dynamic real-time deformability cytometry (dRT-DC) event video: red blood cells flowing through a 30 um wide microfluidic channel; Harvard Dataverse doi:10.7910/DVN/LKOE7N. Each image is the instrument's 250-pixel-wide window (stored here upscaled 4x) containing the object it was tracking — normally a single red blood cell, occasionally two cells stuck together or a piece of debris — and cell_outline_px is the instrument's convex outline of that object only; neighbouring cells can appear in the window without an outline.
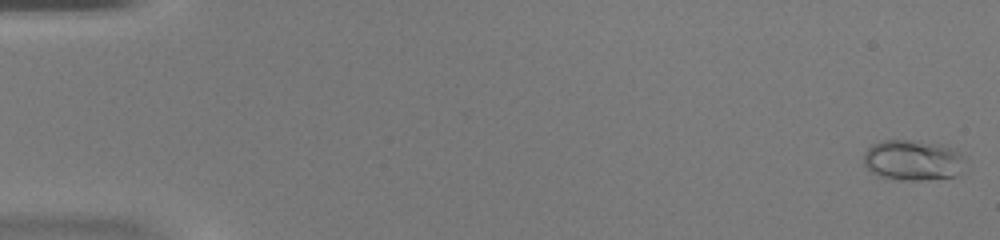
{"species": "common noctule bat (a hibernating species)", "species_latin": "Nyctalus noctula", "temperature_condition": "warm", "stored_images_in_passage": 48, "camera_frame_rate_fps": 3000, "um_per_image_px": 0.085, "animal": {"sex": "female", "body_mass_g": 20.0, "forearm_length_mm": 54.0}, "frame": {"image": 1, "passage_image": 1, "time_ms": 0.0, "image_size_px": [1000, 240], "cell_outline_px": [[960, 172], [952, 176], [920, 180], [900, 180], [880, 176], [872, 172], [864, 164], [864, 152], [872, 144], [884, 140], [912, 140], [944, 144], [956, 148], [960, 152]], "centroid_in_image_um": [77.54, 13.59], "position_along_channel_um": 7.5, "area_um2": 23.7}}
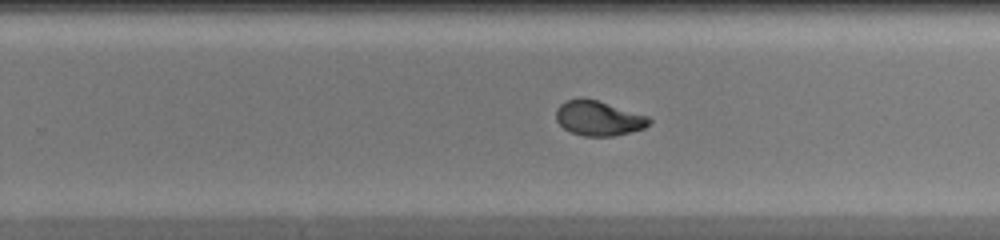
{"frame": {"image": 2, "passage_image": 31, "time_ms": 10.0, "image_size_px": [1000, 240], "cell_outline_px": [[652, 120], [644, 128], [616, 136], [584, 136], [572, 132], [564, 128], [556, 120], [556, 108], [560, 104], [568, 100], [596, 100], [648, 116]], "centroid_in_image_um": [50.89, 10.08], "position_along_channel_um": 278.9, "area_um2": 18.44}}
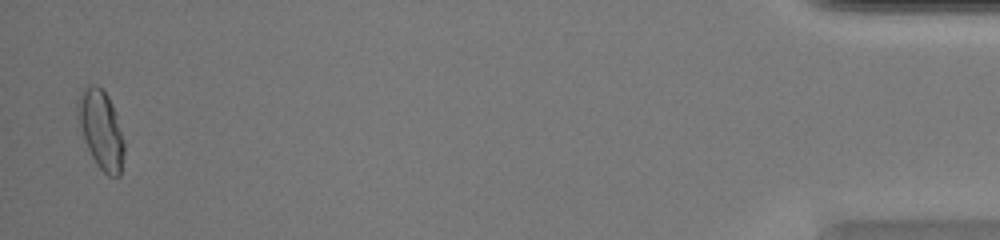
{"frame": {"image": 3, "passage_image": 47, "time_ms": 15.333, "image_size_px": [1000, 240], "cell_outline_px": [[124, 152], [120, 176], [108, 176], [96, 164], [84, 140], [76, 108], [76, 104], [80, 92], [88, 84], [96, 84], [108, 96], [112, 104], [124, 144]], "centroid_in_image_um": [8.57, 11.0], "position_along_channel_um": 426.6, "area_um2": 20.87}}